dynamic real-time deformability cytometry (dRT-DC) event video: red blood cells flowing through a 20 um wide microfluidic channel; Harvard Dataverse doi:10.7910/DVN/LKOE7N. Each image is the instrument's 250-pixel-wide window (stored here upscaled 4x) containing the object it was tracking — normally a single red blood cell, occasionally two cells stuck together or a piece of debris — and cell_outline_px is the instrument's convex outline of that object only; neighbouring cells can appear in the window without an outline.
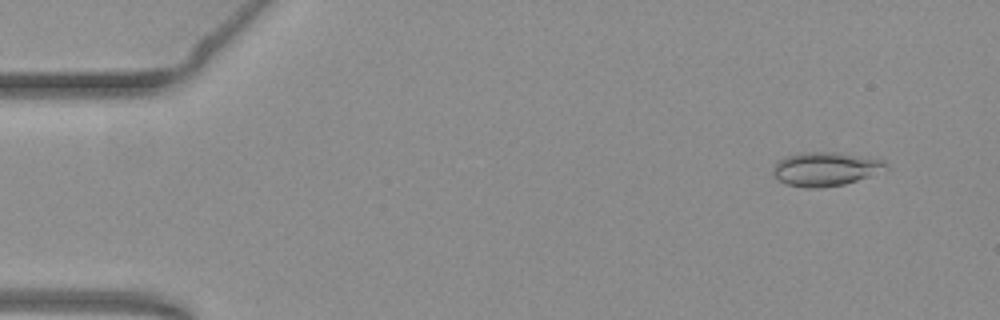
{"species": "common noctule bat (a hibernating species)", "species_latin": "Nyctalus noctula", "temperature_condition": "warm", "stored_images_in_passage": 12, "camera_frame_rate_fps": 3000, "um_per_image_px": 0.085, "animal": {"sex": "female", "body_mass_g": 19.3, "forearm_length_mm": 54.1}, "frame": {"image": 1, "passage_image": 4, "time_ms": 1.0, "image_size_px": [1000, 320], "cell_outline_px": [[888, 168], [868, 176], [844, 184], [820, 188], [804, 188], [788, 184], [776, 180], [772, 172], [772, 168], [784, 156], [800, 152], [836, 152], [884, 160], [888, 164]], "centroid_in_image_um": [70.11, 14.36], "position_along_channel_um": 14.9, "area_um2": 22.25}}